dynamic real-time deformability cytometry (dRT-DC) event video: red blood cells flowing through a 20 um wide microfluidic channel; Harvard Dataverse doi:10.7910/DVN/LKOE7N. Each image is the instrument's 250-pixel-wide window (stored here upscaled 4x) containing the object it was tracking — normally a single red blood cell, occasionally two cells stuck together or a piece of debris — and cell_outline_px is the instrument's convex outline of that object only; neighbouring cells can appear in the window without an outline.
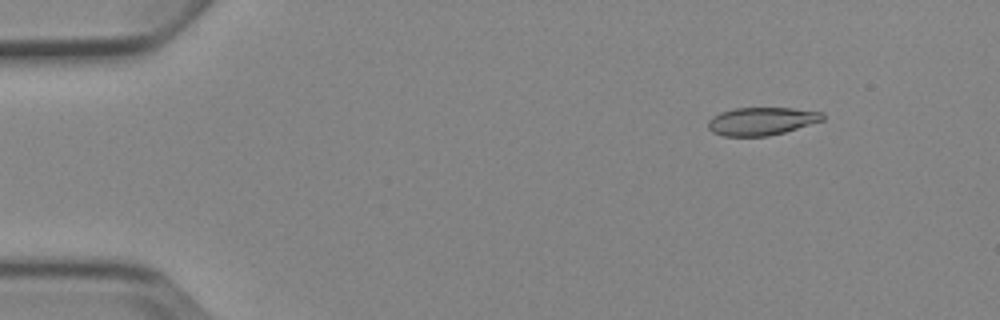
{"species": "Egyptian fruit bat (a non-hibernating species)", "species_latin": "Rousettus aegyptiacus", "temperature_condition": "cold", "stored_images_in_passage": 4, "camera_frame_rate_fps": 3000, "um_per_image_px": 0.085, "animal": {"sex": "female"}, "frame": {"image": 1, "passage_image": 2, "time_ms": 1.0, "image_size_px": [1000, 320], "cell_outline_px": [[824, 120], [784, 132], [768, 136], [724, 136], [712, 132], [708, 128], [708, 120], [712, 116], [720, 112], [736, 108], [792, 108], [824, 112]], "centroid_in_image_um": [64.72, 10.3], "position_along_channel_um": 20.3, "area_um2": 18.67}}